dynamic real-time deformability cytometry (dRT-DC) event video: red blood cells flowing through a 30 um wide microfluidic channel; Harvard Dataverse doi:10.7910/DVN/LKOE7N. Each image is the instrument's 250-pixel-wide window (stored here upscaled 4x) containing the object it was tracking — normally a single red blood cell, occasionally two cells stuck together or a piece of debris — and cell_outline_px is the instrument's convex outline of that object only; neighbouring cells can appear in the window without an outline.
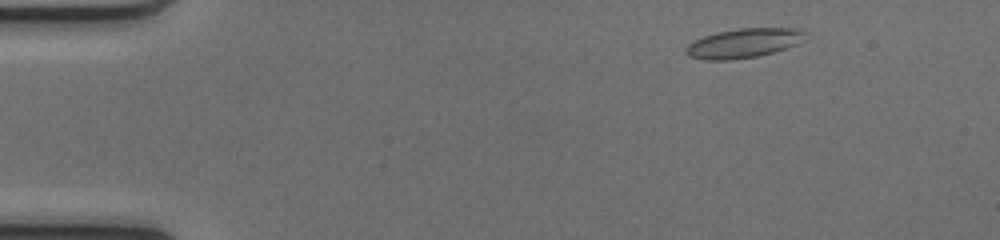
{"species": "common noctule bat (a hibernating species)", "species_latin": "Nyctalus noctula", "temperature_condition": "cold", "stored_images_in_passage": 48, "camera_frame_rate_fps": 3000, "um_per_image_px": 0.085, "animal": {"sex": "female", "body_mass_g": 17.0, "forearm_length_mm": 48.0}, "frame": {"image": 1, "passage_image": 4, "time_ms": 1.0, "image_size_px": [1000, 240], "cell_outline_px": [[808, 32], [804, 40], [796, 44], [772, 52], [756, 56], [728, 60], [704, 60], [688, 56], [684, 52], [688, 44], [704, 36], [716, 32], [740, 28], [800, 28]], "centroid_in_image_um": [63.22, 3.66], "position_along_channel_um": 21.8, "area_um2": 20.4}}
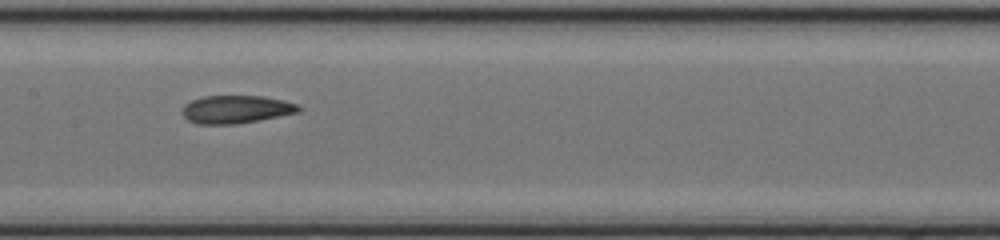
{"frame": {"image": 2, "passage_image": 23, "time_ms": 7.333, "image_size_px": [1000, 240], "cell_outline_px": [[304, 108], [300, 112], [260, 120], [236, 124], [196, 124], [188, 120], [180, 112], [184, 104], [192, 100], [204, 96], [264, 96], [284, 100], [296, 104]], "centroid_in_image_um": [20.08, 9.3], "position_along_channel_um": 187.3, "area_um2": 19.19}}
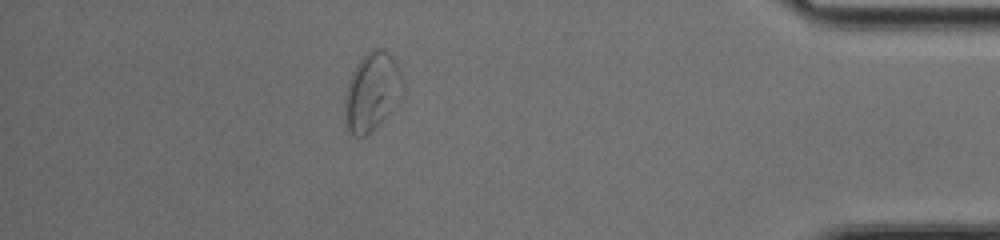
{"frame": {"image": 3, "passage_image": 42, "time_ms": 13.667, "image_size_px": [1000, 240], "cell_outline_px": [[404, 96], [364, 136], [356, 136], [344, 124], [344, 100], [348, 84], [352, 72], [356, 64], [372, 48], [384, 48], [392, 56], [400, 72], [404, 84]], "centroid_in_image_um": [31.62, 7.75], "position_along_channel_um": 403.6, "area_um2": 26.18}, "authors_computed_cell_mechanics": {"area_um2": 19.941, "velocity_mm_per_s": 4.0968, "shape_relaxation_time_tau1_ms": 10.0964, "shape_relaxation_time_tau2_ms": 2.2421, "deformation_change_tau1": 0.2466, "deformation_change_tau2": 0.0739}}